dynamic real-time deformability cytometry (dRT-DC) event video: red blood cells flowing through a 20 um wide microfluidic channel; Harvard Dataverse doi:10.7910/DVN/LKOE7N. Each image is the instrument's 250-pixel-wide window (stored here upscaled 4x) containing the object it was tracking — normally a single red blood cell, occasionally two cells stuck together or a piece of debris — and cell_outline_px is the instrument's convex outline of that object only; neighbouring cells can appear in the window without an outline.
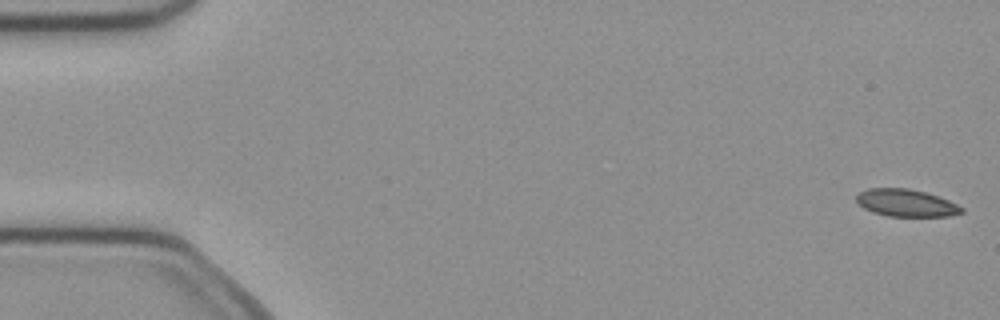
{"species": "common noctule bat (a hibernating species)", "species_latin": "Nyctalus noctula", "temperature_condition": "cold", "stored_images_in_passage": 4, "camera_frame_rate_fps": 3000, "um_per_image_px": 0.085, "animal": {"sex": "female", "body_mass_g": 21.9}, "frame": {"image": 1, "passage_image": 1, "time_ms": 0.0, "image_size_px": [1000, 320], "cell_outline_px": [[964, 212], [948, 216], [888, 216], [872, 212], [864, 208], [856, 200], [856, 196], [860, 192], [868, 188], [908, 188], [924, 192], [948, 200], [964, 208]], "centroid_in_image_um": [77.01, 17.25], "position_along_channel_um": 8.0, "area_um2": 16.59}}
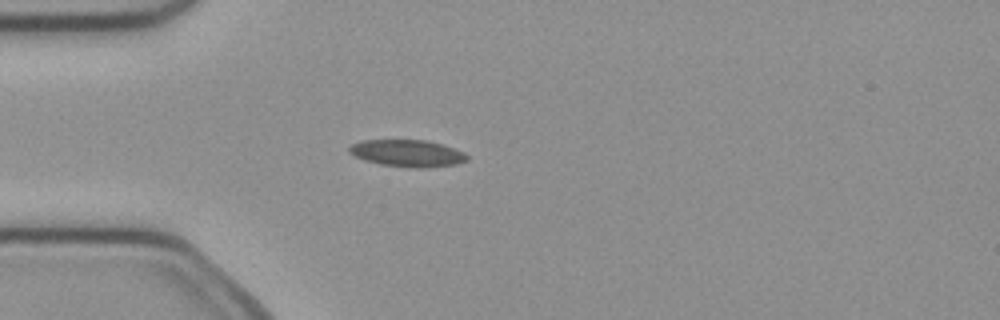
{"frame": {"image": 2, "passage_image": 4, "time_ms": 1.0, "image_size_px": [1000, 320], "cell_outline_px": [[468, 160], [456, 164], [428, 168], [416, 168], [380, 164], [364, 160], [348, 152], [348, 148], [352, 144], [360, 140], [428, 140], [464, 152], [468, 156]], "centroid_in_image_um": [34.62, 13.03], "position_along_channel_um": 50.4, "area_um2": 18.5}}